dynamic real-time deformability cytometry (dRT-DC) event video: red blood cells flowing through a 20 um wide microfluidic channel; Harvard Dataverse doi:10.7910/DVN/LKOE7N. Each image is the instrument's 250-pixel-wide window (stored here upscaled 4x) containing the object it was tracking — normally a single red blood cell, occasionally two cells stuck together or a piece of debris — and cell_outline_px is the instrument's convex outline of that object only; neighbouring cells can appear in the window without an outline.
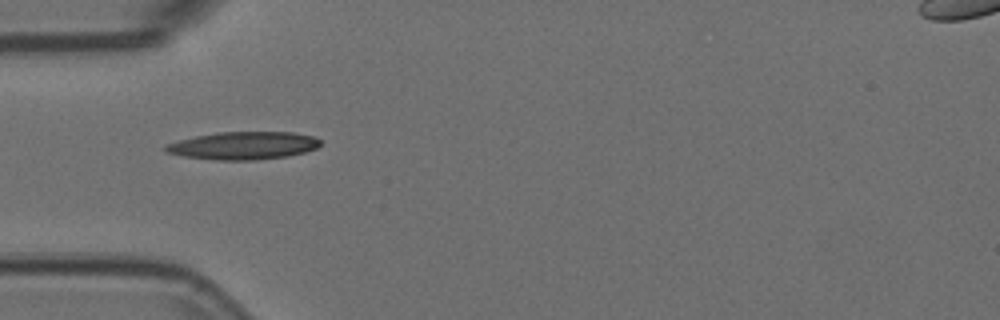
{"species": "Egyptian fruit bat (a non-hibernating species)", "species_latin": "Rousettus aegyptiacus", "temperature_condition": "room temperature", "stored_images_in_passage": 6, "camera_frame_rate_fps": 3000, "um_per_image_px": 0.085, "animal": {"sex": "female"}, "frame": {"image": 1, "passage_image": 5, "time_ms": 1.333, "image_size_px": [1000, 320], "cell_outline_px": [[320, 144], [316, 148], [304, 152], [288, 156], [256, 160], [216, 160], [184, 156], [164, 152], [160, 148], [164, 144], [196, 136], [216, 132], [292, 132], [312, 136], [320, 140]], "centroid_in_image_um": [20.62, 12.38], "position_along_channel_um": 64.4, "area_um2": 25.14}}
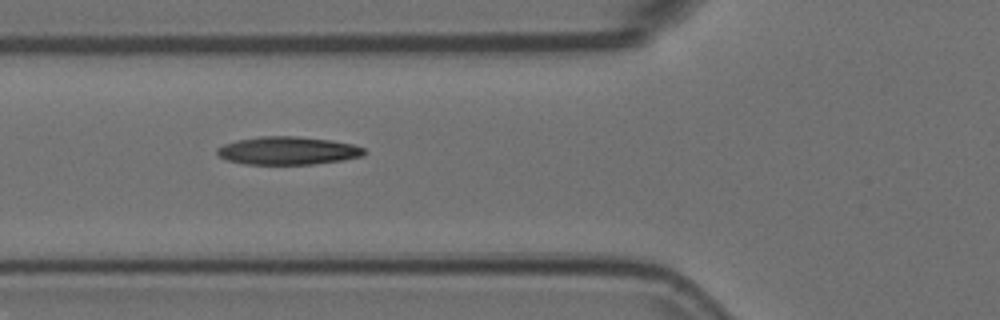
{"frame": {"image": 2, "passage_image": 6, "time_ms": 1.667, "image_size_px": [1000, 320], "cell_outline_px": [[368, 152], [364, 156], [340, 160], [312, 164], [244, 164], [228, 160], [220, 156], [216, 152], [216, 148], [224, 144], [236, 140], [260, 136], [296, 136], [332, 140], [352, 144], [364, 148]], "centroid_in_image_um": [24.48, 12.8], "position_along_channel_um": 101.3, "area_um2": 24.04}}